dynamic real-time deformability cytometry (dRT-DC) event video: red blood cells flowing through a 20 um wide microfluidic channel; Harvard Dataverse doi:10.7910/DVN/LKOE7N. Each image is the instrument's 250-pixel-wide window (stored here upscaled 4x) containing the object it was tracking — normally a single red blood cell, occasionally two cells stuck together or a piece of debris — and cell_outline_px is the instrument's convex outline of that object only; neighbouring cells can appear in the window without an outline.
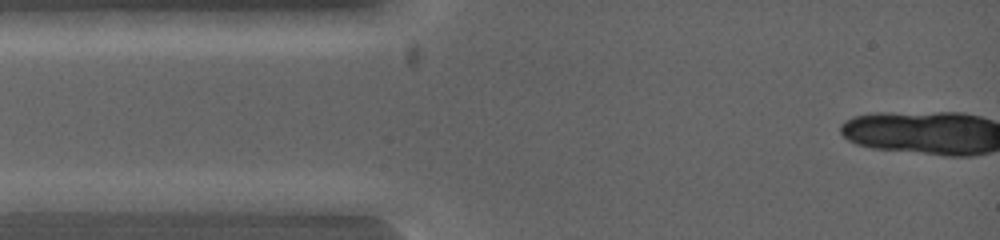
{"species": "common noctule bat (a hibernating species)", "species_latin": "Nyctalus noctula", "temperature_condition": "warm", "stored_images_in_passage": 3, "camera_frame_rate_fps": 5000, "um_per_image_px": 0.085, "animal": {"sex": "female", "body_mass_g": 19.0, "forearm_length_mm": 53.3}, "frame": {"image": 1, "passage_image": 2, "time_ms": 0.4, "image_size_px": [1000, 240], "cell_outline_px": [[120, 200], [84, 212], [36, 212], [16, 200], [60, 192], [96, 192]], "centroid_in_image_um": [5.73, 17.17], "position_along_channel_um": 79.3, "area_um2": 10.64}}